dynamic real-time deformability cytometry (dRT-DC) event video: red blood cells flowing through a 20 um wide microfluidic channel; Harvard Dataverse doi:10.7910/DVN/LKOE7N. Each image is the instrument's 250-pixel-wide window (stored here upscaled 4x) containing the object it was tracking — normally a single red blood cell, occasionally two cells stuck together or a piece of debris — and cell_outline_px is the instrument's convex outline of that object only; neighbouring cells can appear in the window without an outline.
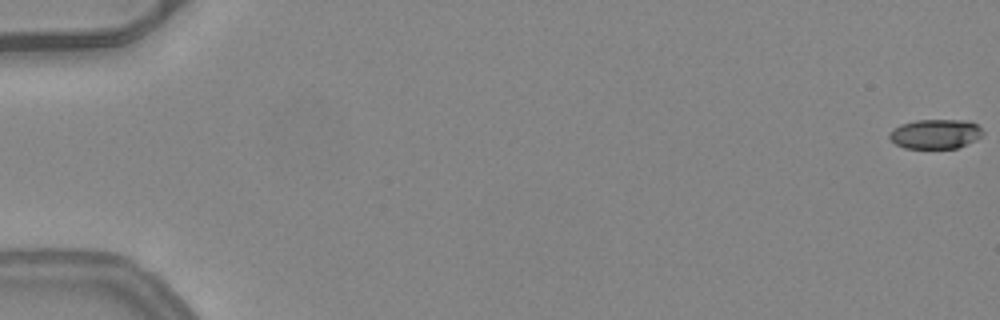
{"species": "common noctule bat (a hibernating species)", "species_latin": "Nyctalus noctula", "temperature_condition": "warm", "stored_images_in_passage": 17, "camera_frame_rate_fps": 3000, "um_per_image_px": 0.085, "animal": {"sex": "female", "body_mass_g": 24.6, "forearm_length_mm": 56.2}, "frame": {"image": 1, "passage_image": 1, "time_ms": 0.0, "image_size_px": [1000, 320], "cell_outline_px": [[984, 132], [976, 140], [956, 148], [904, 148], [896, 144], [888, 136], [888, 132], [892, 128], [900, 124], [916, 120], [968, 120], [976, 124]], "centroid_in_image_um": [79.48, 11.38], "position_along_channel_um": 5.5, "area_um2": 16.13}}
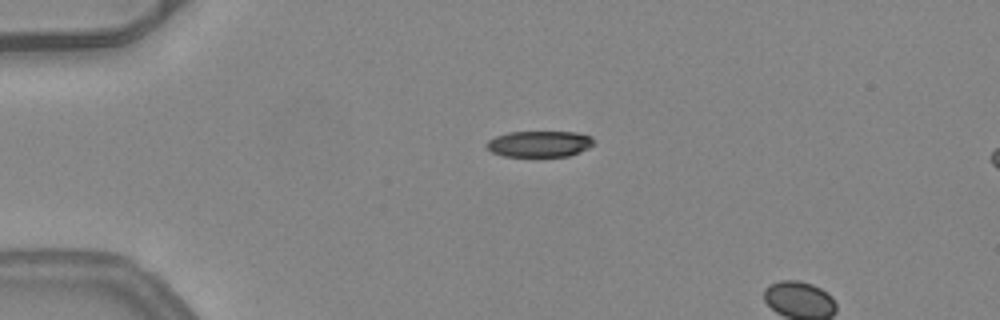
{"frame": {"image": 2, "passage_image": 14, "time_ms": 4.333, "image_size_px": [1000, 320], "cell_outline_px": [[592, 144], [588, 148], [568, 156], [504, 156], [492, 152], [484, 144], [488, 140], [496, 136], [508, 132], [576, 132], [592, 136]], "centroid_in_image_um": [45.82, 12.22], "position_along_channel_um": 39.2, "area_um2": 16.18}}